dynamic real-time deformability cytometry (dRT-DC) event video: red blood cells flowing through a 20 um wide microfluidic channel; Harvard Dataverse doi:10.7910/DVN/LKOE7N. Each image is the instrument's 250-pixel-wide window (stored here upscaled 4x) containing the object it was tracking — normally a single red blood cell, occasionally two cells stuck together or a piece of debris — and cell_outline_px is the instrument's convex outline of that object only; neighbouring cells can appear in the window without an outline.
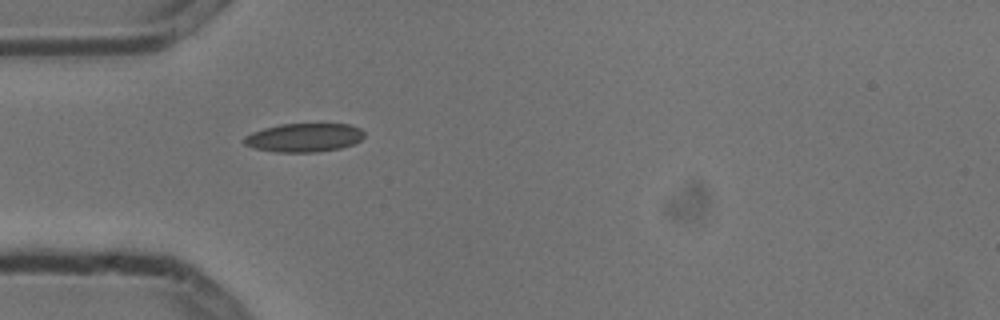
{"species": "common noctule bat (a hibernating species)", "species_latin": "Nyctalus noctula", "temperature_condition": "cold", "stored_images_in_passage": 1, "camera_frame_rate_fps": 3000, "um_per_image_px": 0.085, "animal": {"sex": "male", "body_mass_g": 13.3}, "frame": {"image": 1, "passage_image": 1, "time_ms": 0.0, "image_size_px": [1000, 320], "cell_outline_px": [[364, 136], [360, 140], [352, 144], [340, 148], [316, 152], [276, 152], [256, 148], [244, 144], [244, 136], [252, 132], [264, 128], [280, 124], [352, 124], [360, 128], [364, 132]], "centroid_in_image_um": [25.85, 11.69], "position_along_channel_um": 59.1, "area_um2": 20.0}}